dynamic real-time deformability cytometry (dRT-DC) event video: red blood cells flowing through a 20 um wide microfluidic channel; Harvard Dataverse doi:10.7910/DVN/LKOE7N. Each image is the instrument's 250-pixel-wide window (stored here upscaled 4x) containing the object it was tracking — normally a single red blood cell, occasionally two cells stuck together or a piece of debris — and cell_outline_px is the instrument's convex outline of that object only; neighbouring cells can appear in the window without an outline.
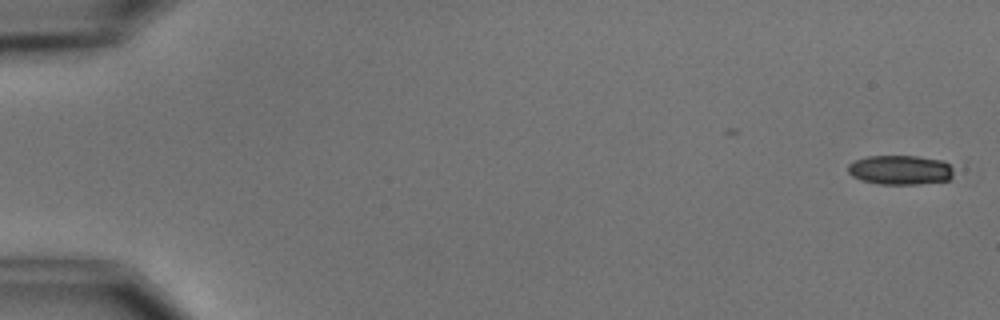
{"species": "common noctule bat (a hibernating species)", "species_latin": "Nyctalus noctula", "temperature_condition": "cold", "stored_images_in_passage": 6, "camera_frame_rate_fps": 3000, "um_per_image_px": 0.085, "animal": {"sex": "male", "body_mass_g": 15.6}, "frame": {"image": 1, "passage_image": 1, "time_ms": 0.0, "image_size_px": [1000, 320], "cell_outline_px": [[956, 172], [948, 180], [920, 184], [880, 184], [860, 180], [852, 176], [848, 172], [848, 164], [856, 160], [868, 156], [916, 156], [940, 160], [956, 168]], "centroid_in_image_um": [76.55, 14.45], "position_along_channel_um": 8.5, "area_um2": 18.26}}